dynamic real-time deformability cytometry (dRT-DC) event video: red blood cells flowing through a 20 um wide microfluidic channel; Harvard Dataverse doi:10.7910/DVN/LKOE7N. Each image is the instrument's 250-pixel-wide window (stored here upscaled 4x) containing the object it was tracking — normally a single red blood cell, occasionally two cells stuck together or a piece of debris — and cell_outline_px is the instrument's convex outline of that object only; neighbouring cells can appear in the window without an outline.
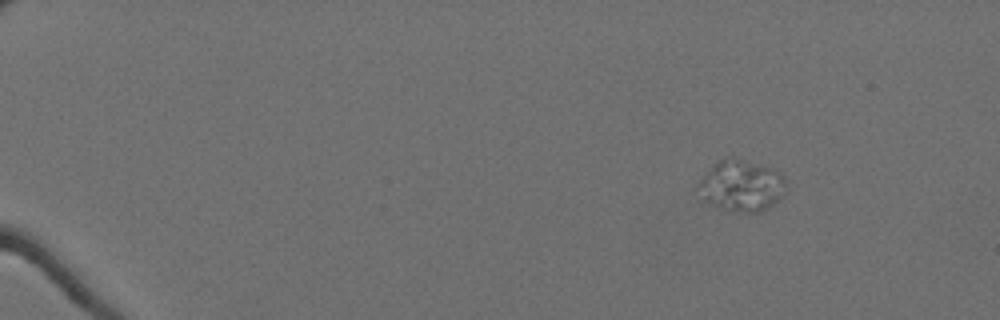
{"species": "Egyptian fruit bat (a non-hibernating species)", "species_latin": "Rousettus aegyptiacus", "temperature_condition": "cold", "stored_images_in_passage": 12, "camera_frame_rate_fps": 3000, "um_per_image_px": 0.085, "animal": {"sex": "female"}, "frame": {"image": 1, "passage_image": 1, "time_ms": 0.0, "image_size_px": [1000, 320], "cell_outline_px": [[788, 192], [780, 200], [760, 212], [744, 212], [724, 208], [712, 204], [704, 200], [700, 184], [704, 176], [716, 160], [732, 156], [768, 168], [784, 176], [788, 180]], "centroid_in_image_um": [63.13, 15.77], "position_along_channel_um": 21.9, "area_um2": 25.84}}